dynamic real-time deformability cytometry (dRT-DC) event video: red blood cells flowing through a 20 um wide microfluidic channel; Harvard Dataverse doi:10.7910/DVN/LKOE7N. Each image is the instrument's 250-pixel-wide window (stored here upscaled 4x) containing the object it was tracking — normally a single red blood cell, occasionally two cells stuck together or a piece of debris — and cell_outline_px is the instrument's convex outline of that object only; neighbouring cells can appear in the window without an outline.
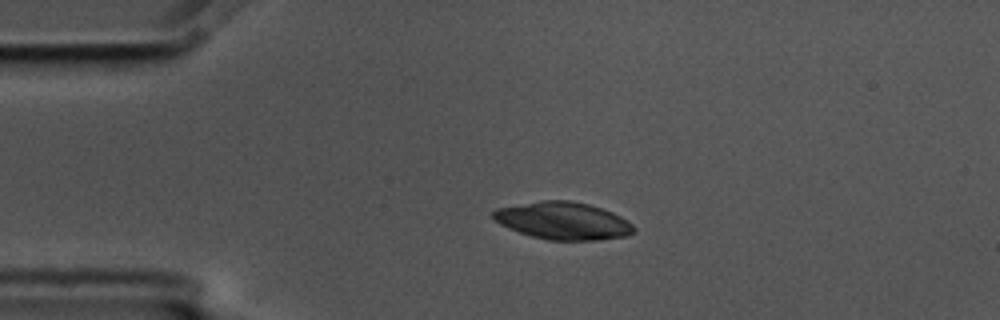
{"species": "common noctule bat (a hibernating species)", "species_latin": "Nyctalus noctula", "temperature_condition": "cold", "stored_images_in_passage": 2, "camera_frame_rate_fps": 3000, "um_per_image_px": 0.085, "animal": {"sex": "male", "body_mass_g": 17.5, "forearm_length_mm": 52.3}, "frame": {"image": 1, "passage_image": 2, "time_ms": 0.333, "image_size_px": [1000, 320], "cell_outline_px": [[636, 232], [624, 236], [596, 240], [548, 240], [532, 236], [508, 228], [500, 224], [492, 216], [492, 212], [496, 208], [544, 200], [572, 200], [588, 204], [612, 212], [628, 220], [636, 228]], "centroid_in_image_um": [47.88, 18.76], "position_along_channel_um": 37.1, "area_um2": 30.58}}